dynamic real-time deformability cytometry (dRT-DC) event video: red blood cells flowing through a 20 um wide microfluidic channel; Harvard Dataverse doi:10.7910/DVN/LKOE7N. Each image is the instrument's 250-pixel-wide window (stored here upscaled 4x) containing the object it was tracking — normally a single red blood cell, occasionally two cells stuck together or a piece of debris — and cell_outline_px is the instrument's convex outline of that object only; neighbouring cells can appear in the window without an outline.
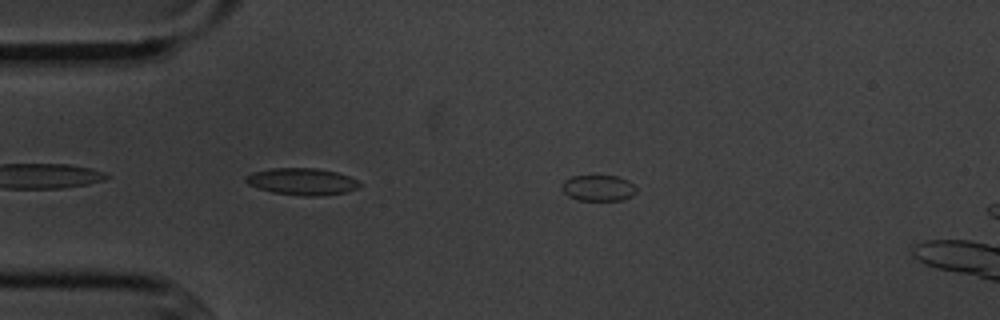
{"species": "common noctule bat (a hibernating species)", "species_latin": "Nyctalus noctula", "temperature_condition": "cold", "stored_images_in_passage": 6, "camera_frame_rate_fps": 3000, "um_per_image_px": 0.085, "animal": {"sex": "male", "body_mass_g": 20.1, "forearm_length_mm": 53.5}, "frame": {"image": 1, "passage_image": 4, "time_ms": 3.667, "image_size_px": [1000, 320], "cell_outline_px": [[636, 192], [632, 196], [624, 200], [576, 200], [568, 196], [560, 188], [560, 184], [564, 180], [572, 176], [620, 176], [628, 180], [636, 188]], "centroid_in_image_um": [50.83, 15.98], "position_along_channel_um": 34.2, "area_um2": 11.44}}